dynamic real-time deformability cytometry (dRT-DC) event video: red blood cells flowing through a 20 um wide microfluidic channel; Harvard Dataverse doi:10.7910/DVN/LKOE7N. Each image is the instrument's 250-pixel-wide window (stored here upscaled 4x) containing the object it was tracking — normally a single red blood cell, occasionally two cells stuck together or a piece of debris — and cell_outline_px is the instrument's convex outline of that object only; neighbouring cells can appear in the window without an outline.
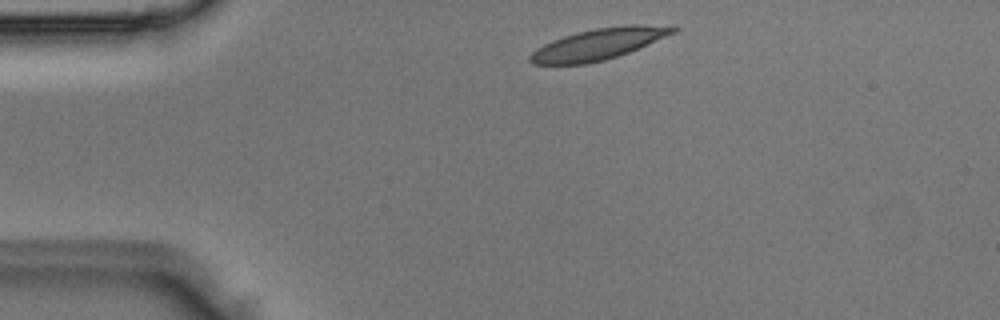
{"species": "Egyptian fruit bat (a non-hibernating species)", "species_latin": "Rousettus aegyptiacus", "temperature_condition": "room temperature", "stored_images_in_passage": 2, "camera_frame_rate_fps": 3000, "um_per_image_px": 0.085, "animal": {"sex": "male"}, "frame": {"image": 1, "passage_image": 1, "time_ms": 0.0, "image_size_px": [1000, 320], "cell_outline_px": [[680, 28], [676, 32], [628, 52], [604, 60], [584, 64], [532, 64], [528, 60], [528, 56], [536, 48], [552, 40], [576, 32], [596, 28], [632, 24], [672, 24]], "centroid_in_image_um": [50.91, 3.72], "position_along_channel_um": 34.1, "area_um2": 26.07}}